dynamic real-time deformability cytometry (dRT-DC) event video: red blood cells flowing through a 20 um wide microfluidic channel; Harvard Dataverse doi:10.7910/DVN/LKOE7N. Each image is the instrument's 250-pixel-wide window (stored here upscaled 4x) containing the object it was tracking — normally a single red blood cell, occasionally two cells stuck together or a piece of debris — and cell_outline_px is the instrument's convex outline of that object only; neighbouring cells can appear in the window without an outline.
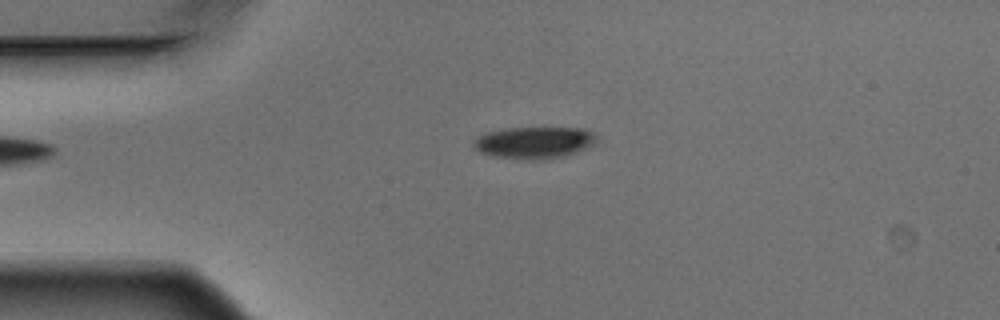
{"species": "Egyptian fruit bat (a non-hibernating species)", "species_latin": "Rousettus aegyptiacus", "temperature_condition": "warm", "stored_images_in_passage": 2, "camera_frame_rate_fps": 3000, "um_per_image_px": 0.085, "animal": {"sex": "male"}, "frame": {"image": 1, "passage_image": 2, "time_ms": 0.333, "image_size_px": [1000, 320], "cell_outline_px": [[596, 140], [592, 144], [576, 152], [564, 156], [548, 160], [528, 160], [492, 156], [480, 152], [472, 144], [484, 132], [504, 128], [584, 128], [592, 132], [596, 136]], "centroid_in_image_um": [45.39, 12.12], "position_along_channel_um": 39.6, "area_um2": 22.83}}